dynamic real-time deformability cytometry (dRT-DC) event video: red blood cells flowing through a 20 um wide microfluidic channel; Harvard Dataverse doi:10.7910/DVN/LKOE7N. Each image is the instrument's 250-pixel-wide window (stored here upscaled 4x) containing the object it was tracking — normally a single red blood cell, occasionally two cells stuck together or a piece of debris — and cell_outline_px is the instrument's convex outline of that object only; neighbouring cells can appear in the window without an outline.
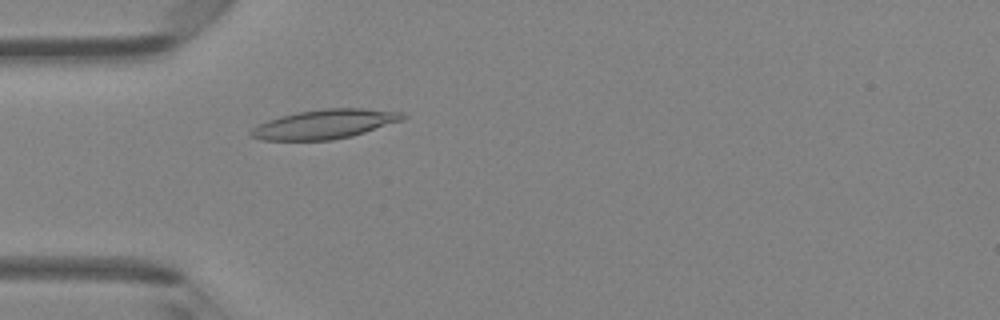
{"species": "Egyptian fruit bat (a non-hibernating species)", "species_latin": "Rousettus aegyptiacus", "temperature_condition": "room temperature", "stored_images_in_passage": 4, "camera_frame_rate_fps": 3000, "um_per_image_px": 0.085, "animal": {"sex": "female"}, "frame": {"image": 1, "passage_image": 4, "time_ms": 1.0, "image_size_px": [1000, 320], "cell_outline_px": [[408, 116], [404, 120], [352, 136], [332, 140], [260, 140], [252, 136], [248, 132], [252, 128], [268, 120], [280, 116], [300, 112], [324, 108], [364, 108], [404, 112]], "centroid_in_image_um": [27.65, 10.55], "position_along_channel_um": 57.3, "area_um2": 25.95}}